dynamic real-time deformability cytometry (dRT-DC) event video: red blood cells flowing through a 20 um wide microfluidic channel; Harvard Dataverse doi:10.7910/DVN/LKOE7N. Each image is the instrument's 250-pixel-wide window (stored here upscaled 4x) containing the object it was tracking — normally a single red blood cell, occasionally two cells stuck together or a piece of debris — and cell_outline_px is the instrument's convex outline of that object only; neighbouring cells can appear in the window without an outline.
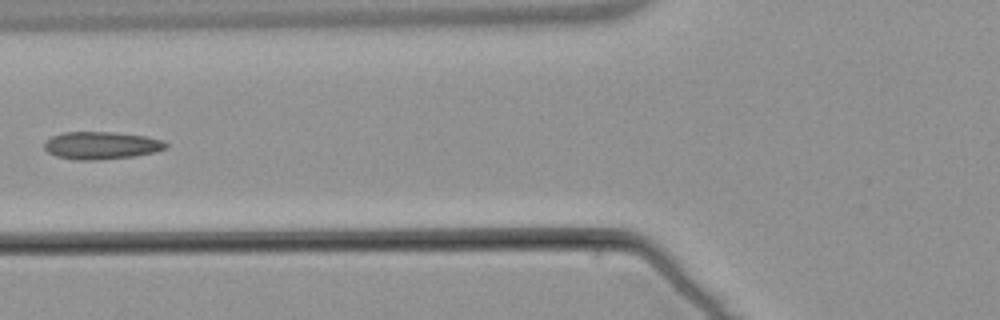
{"species": "common noctule bat (a hibernating species)", "species_latin": "Nyctalus noctula", "temperature_condition": "warm", "stored_images_in_passage": 6, "camera_frame_rate_fps": 3000, "um_per_image_px": 0.085, "animal": {"sex": "male", "body_mass_g": 21.5, "forearm_length_mm": 52.0}, "frame": {"image": 1, "passage_image": 5, "time_ms": 5.667, "image_size_px": [1000, 320], "cell_outline_px": [[168, 144], [164, 148], [156, 152], [136, 156], [96, 160], [76, 160], [56, 156], [48, 152], [44, 148], [44, 144], [52, 136], [64, 132], [112, 132], [144, 136], [164, 140]], "centroid_in_image_um": [8.62, 12.37], "position_along_channel_um": 117.2, "area_um2": 19.48}}